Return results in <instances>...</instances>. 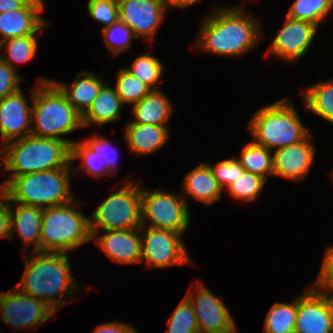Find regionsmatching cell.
<instances>
[{
    "instance_id": "cell-14",
    "label": "cell",
    "mask_w": 333,
    "mask_h": 333,
    "mask_svg": "<svg viewBox=\"0 0 333 333\" xmlns=\"http://www.w3.org/2000/svg\"><path fill=\"white\" fill-rule=\"evenodd\" d=\"M119 20L138 38L153 41L168 7L163 0H117Z\"/></svg>"
},
{
    "instance_id": "cell-16",
    "label": "cell",
    "mask_w": 333,
    "mask_h": 333,
    "mask_svg": "<svg viewBox=\"0 0 333 333\" xmlns=\"http://www.w3.org/2000/svg\"><path fill=\"white\" fill-rule=\"evenodd\" d=\"M20 88L0 100L1 146L31 135L32 105Z\"/></svg>"
},
{
    "instance_id": "cell-38",
    "label": "cell",
    "mask_w": 333,
    "mask_h": 333,
    "mask_svg": "<svg viewBox=\"0 0 333 333\" xmlns=\"http://www.w3.org/2000/svg\"><path fill=\"white\" fill-rule=\"evenodd\" d=\"M83 141L99 155L101 160H104L106 168L113 175L118 168L117 162L119 154L118 151H116L117 148L114 147L107 138L103 136L100 137L97 134L85 138Z\"/></svg>"
},
{
    "instance_id": "cell-32",
    "label": "cell",
    "mask_w": 333,
    "mask_h": 333,
    "mask_svg": "<svg viewBox=\"0 0 333 333\" xmlns=\"http://www.w3.org/2000/svg\"><path fill=\"white\" fill-rule=\"evenodd\" d=\"M162 62L149 53L136 57L128 70L132 75L140 81L148 85L152 90H157L156 85L164 72Z\"/></svg>"
},
{
    "instance_id": "cell-42",
    "label": "cell",
    "mask_w": 333,
    "mask_h": 333,
    "mask_svg": "<svg viewBox=\"0 0 333 333\" xmlns=\"http://www.w3.org/2000/svg\"><path fill=\"white\" fill-rule=\"evenodd\" d=\"M92 333H139L128 323L111 321L99 324Z\"/></svg>"
},
{
    "instance_id": "cell-12",
    "label": "cell",
    "mask_w": 333,
    "mask_h": 333,
    "mask_svg": "<svg viewBox=\"0 0 333 333\" xmlns=\"http://www.w3.org/2000/svg\"><path fill=\"white\" fill-rule=\"evenodd\" d=\"M195 295H185L195 310L199 333H237L235 321L225 303L199 282Z\"/></svg>"
},
{
    "instance_id": "cell-13",
    "label": "cell",
    "mask_w": 333,
    "mask_h": 333,
    "mask_svg": "<svg viewBox=\"0 0 333 333\" xmlns=\"http://www.w3.org/2000/svg\"><path fill=\"white\" fill-rule=\"evenodd\" d=\"M297 295V317L294 333H331L333 303L327 293L311 286Z\"/></svg>"
},
{
    "instance_id": "cell-39",
    "label": "cell",
    "mask_w": 333,
    "mask_h": 333,
    "mask_svg": "<svg viewBox=\"0 0 333 333\" xmlns=\"http://www.w3.org/2000/svg\"><path fill=\"white\" fill-rule=\"evenodd\" d=\"M205 163L210 167L213 176L223 189L236 181L245 171L236 158L219 161L215 167L207 162Z\"/></svg>"
},
{
    "instance_id": "cell-18",
    "label": "cell",
    "mask_w": 333,
    "mask_h": 333,
    "mask_svg": "<svg viewBox=\"0 0 333 333\" xmlns=\"http://www.w3.org/2000/svg\"><path fill=\"white\" fill-rule=\"evenodd\" d=\"M103 232V235L92 237V240L111 261L121 265L141 263V228Z\"/></svg>"
},
{
    "instance_id": "cell-43",
    "label": "cell",
    "mask_w": 333,
    "mask_h": 333,
    "mask_svg": "<svg viewBox=\"0 0 333 333\" xmlns=\"http://www.w3.org/2000/svg\"><path fill=\"white\" fill-rule=\"evenodd\" d=\"M10 204L0 195V237L10 240Z\"/></svg>"
},
{
    "instance_id": "cell-23",
    "label": "cell",
    "mask_w": 333,
    "mask_h": 333,
    "mask_svg": "<svg viewBox=\"0 0 333 333\" xmlns=\"http://www.w3.org/2000/svg\"><path fill=\"white\" fill-rule=\"evenodd\" d=\"M51 81L66 96L71 105L83 116L98 96L101 87L105 84L102 76L97 77L94 73L80 72L71 88L59 81Z\"/></svg>"
},
{
    "instance_id": "cell-21",
    "label": "cell",
    "mask_w": 333,
    "mask_h": 333,
    "mask_svg": "<svg viewBox=\"0 0 333 333\" xmlns=\"http://www.w3.org/2000/svg\"><path fill=\"white\" fill-rule=\"evenodd\" d=\"M182 196L204 205H212L222 197L223 188L213 176L210 167L206 163H199L184 176Z\"/></svg>"
},
{
    "instance_id": "cell-7",
    "label": "cell",
    "mask_w": 333,
    "mask_h": 333,
    "mask_svg": "<svg viewBox=\"0 0 333 333\" xmlns=\"http://www.w3.org/2000/svg\"><path fill=\"white\" fill-rule=\"evenodd\" d=\"M79 202L43 209L40 252L66 253L92 240L90 219Z\"/></svg>"
},
{
    "instance_id": "cell-36",
    "label": "cell",
    "mask_w": 333,
    "mask_h": 333,
    "mask_svg": "<svg viewBox=\"0 0 333 333\" xmlns=\"http://www.w3.org/2000/svg\"><path fill=\"white\" fill-rule=\"evenodd\" d=\"M168 333H199L195 310L185 296L171 314Z\"/></svg>"
},
{
    "instance_id": "cell-17",
    "label": "cell",
    "mask_w": 333,
    "mask_h": 333,
    "mask_svg": "<svg viewBox=\"0 0 333 333\" xmlns=\"http://www.w3.org/2000/svg\"><path fill=\"white\" fill-rule=\"evenodd\" d=\"M311 135L305 140L274 150L273 175L301 181L310 172L316 148Z\"/></svg>"
},
{
    "instance_id": "cell-3",
    "label": "cell",
    "mask_w": 333,
    "mask_h": 333,
    "mask_svg": "<svg viewBox=\"0 0 333 333\" xmlns=\"http://www.w3.org/2000/svg\"><path fill=\"white\" fill-rule=\"evenodd\" d=\"M1 171L10 175L0 191L14 178L28 173L71 166V144L67 140L28 135L0 146Z\"/></svg>"
},
{
    "instance_id": "cell-11",
    "label": "cell",
    "mask_w": 333,
    "mask_h": 333,
    "mask_svg": "<svg viewBox=\"0 0 333 333\" xmlns=\"http://www.w3.org/2000/svg\"><path fill=\"white\" fill-rule=\"evenodd\" d=\"M0 314L4 324L15 330L23 329V332L38 327L56 312L42 300L14 287L8 292H0Z\"/></svg>"
},
{
    "instance_id": "cell-40",
    "label": "cell",
    "mask_w": 333,
    "mask_h": 333,
    "mask_svg": "<svg viewBox=\"0 0 333 333\" xmlns=\"http://www.w3.org/2000/svg\"><path fill=\"white\" fill-rule=\"evenodd\" d=\"M17 73L16 69L0 59V100L22 88L20 82L25 79Z\"/></svg>"
},
{
    "instance_id": "cell-5",
    "label": "cell",
    "mask_w": 333,
    "mask_h": 333,
    "mask_svg": "<svg viewBox=\"0 0 333 333\" xmlns=\"http://www.w3.org/2000/svg\"><path fill=\"white\" fill-rule=\"evenodd\" d=\"M71 167L14 177L1 192L11 204L32 205L42 209L68 204L75 199L70 186Z\"/></svg>"
},
{
    "instance_id": "cell-8",
    "label": "cell",
    "mask_w": 333,
    "mask_h": 333,
    "mask_svg": "<svg viewBox=\"0 0 333 333\" xmlns=\"http://www.w3.org/2000/svg\"><path fill=\"white\" fill-rule=\"evenodd\" d=\"M141 186L140 182L128 178L99 203L89 217L92 237H97L100 230L141 228Z\"/></svg>"
},
{
    "instance_id": "cell-45",
    "label": "cell",
    "mask_w": 333,
    "mask_h": 333,
    "mask_svg": "<svg viewBox=\"0 0 333 333\" xmlns=\"http://www.w3.org/2000/svg\"><path fill=\"white\" fill-rule=\"evenodd\" d=\"M168 8H188L201 0H163Z\"/></svg>"
},
{
    "instance_id": "cell-46",
    "label": "cell",
    "mask_w": 333,
    "mask_h": 333,
    "mask_svg": "<svg viewBox=\"0 0 333 333\" xmlns=\"http://www.w3.org/2000/svg\"><path fill=\"white\" fill-rule=\"evenodd\" d=\"M324 291L327 293L330 301L333 303V293L331 294V292H333V282Z\"/></svg>"
},
{
    "instance_id": "cell-4",
    "label": "cell",
    "mask_w": 333,
    "mask_h": 333,
    "mask_svg": "<svg viewBox=\"0 0 333 333\" xmlns=\"http://www.w3.org/2000/svg\"><path fill=\"white\" fill-rule=\"evenodd\" d=\"M31 89L32 127L31 135L42 138L73 140L61 137L84 128L82 115L71 105L60 89L47 78L39 79Z\"/></svg>"
},
{
    "instance_id": "cell-27",
    "label": "cell",
    "mask_w": 333,
    "mask_h": 333,
    "mask_svg": "<svg viewBox=\"0 0 333 333\" xmlns=\"http://www.w3.org/2000/svg\"><path fill=\"white\" fill-rule=\"evenodd\" d=\"M273 151L255 144L253 141L246 144L241 155L236 159L245 171L258 175L266 181L273 175Z\"/></svg>"
},
{
    "instance_id": "cell-1",
    "label": "cell",
    "mask_w": 333,
    "mask_h": 333,
    "mask_svg": "<svg viewBox=\"0 0 333 333\" xmlns=\"http://www.w3.org/2000/svg\"><path fill=\"white\" fill-rule=\"evenodd\" d=\"M201 24L193 47L210 54L238 57L251 51L263 39L260 22L244 6L222 7Z\"/></svg>"
},
{
    "instance_id": "cell-29",
    "label": "cell",
    "mask_w": 333,
    "mask_h": 333,
    "mask_svg": "<svg viewBox=\"0 0 333 333\" xmlns=\"http://www.w3.org/2000/svg\"><path fill=\"white\" fill-rule=\"evenodd\" d=\"M297 296L290 303L276 302L265 317L263 333H294Z\"/></svg>"
},
{
    "instance_id": "cell-41",
    "label": "cell",
    "mask_w": 333,
    "mask_h": 333,
    "mask_svg": "<svg viewBox=\"0 0 333 333\" xmlns=\"http://www.w3.org/2000/svg\"><path fill=\"white\" fill-rule=\"evenodd\" d=\"M323 257L318 277L311 285L320 290H325L333 282V245L327 247Z\"/></svg>"
},
{
    "instance_id": "cell-30",
    "label": "cell",
    "mask_w": 333,
    "mask_h": 333,
    "mask_svg": "<svg viewBox=\"0 0 333 333\" xmlns=\"http://www.w3.org/2000/svg\"><path fill=\"white\" fill-rule=\"evenodd\" d=\"M333 9V0H295L286 16L319 25Z\"/></svg>"
},
{
    "instance_id": "cell-31",
    "label": "cell",
    "mask_w": 333,
    "mask_h": 333,
    "mask_svg": "<svg viewBox=\"0 0 333 333\" xmlns=\"http://www.w3.org/2000/svg\"><path fill=\"white\" fill-rule=\"evenodd\" d=\"M115 90L123 104H132L141 101L152 89L132 75L125 68L116 73Z\"/></svg>"
},
{
    "instance_id": "cell-28",
    "label": "cell",
    "mask_w": 333,
    "mask_h": 333,
    "mask_svg": "<svg viewBox=\"0 0 333 333\" xmlns=\"http://www.w3.org/2000/svg\"><path fill=\"white\" fill-rule=\"evenodd\" d=\"M36 36L37 35H24L0 42V51L6 47L4 51L0 53V59L13 69H16L15 65L32 60L38 48Z\"/></svg>"
},
{
    "instance_id": "cell-34",
    "label": "cell",
    "mask_w": 333,
    "mask_h": 333,
    "mask_svg": "<svg viewBox=\"0 0 333 333\" xmlns=\"http://www.w3.org/2000/svg\"><path fill=\"white\" fill-rule=\"evenodd\" d=\"M266 184V180L251 172L244 171L236 181L227 186L229 194L240 201H254L261 194L263 186Z\"/></svg>"
},
{
    "instance_id": "cell-24",
    "label": "cell",
    "mask_w": 333,
    "mask_h": 333,
    "mask_svg": "<svg viewBox=\"0 0 333 333\" xmlns=\"http://www.w3.org/2000/svg\"><path fill=\"white\" fill-rule=\"evenodd\" d=\"M123 105L115 88L105 83L90 108L82 116L83 127L101 126L118 121Z\"/></svg>"
},
{
    "instance_id": "cell-6",
    "label": "cell",
    "mask_w": 333,
    "mask_h": 333,
    "mask_svg": "<svg viewBox=\"0 0 333 333\" xmlns=\"http://www.w3.org/2000/svg\"><path fill=\"white\" fill-rule=\"evenodd\" d=\"M247 129L255 144L272 151L301 142L310 135L289 98L257 110Z\"/></svg>"
},
{
    "instance_id": "cell-9",
    "label": "cell",
    "mask_w": 333,
    "mask_h": 333,
    "mask_svg": "<svg viewBox=\"0 0 333 333\" xmlns=\"http://www.w3.org/2000/svg\"><path fill=\"white\" fill-rule=\"evenodd\" d=\"M189 209L188 201L179 193L160 189L150 191L141 187L142 226H147L146 221L149 220L148 227L184 235L190 223Z\"/></svg>"
},
{
    "instance_id": "cell-37",
    "label": "cell",
    "mask_w": 333,
    "mask_h": 333,
    "mask_svg": "<svg viewBox=\"0 0 333 333\" xmlns=\"http://www.w3.org/2000/svg\"><path fill=\"white\" fill-rule=\"evenodd\" d=\"M87 10L90 16L103 28L119 20V4L117 0H89Z\"/></svg>"
},
{
    "instance_id": "cell-25",
    "label": "cell",
    "mask_w": 333,
    "mask_h": 333,
    "mask_svg": "<svg viewBox=\"0 0 333 333\" xmlns=\"http://www.w3.org/2000/svg\"><path fill=\"white\" fill-rule=\"evenodd\" d=\"M173 105L163 91L152 90L141 101L132 105V123L167 125L173 113Z\"/></svg>"
},
{
    "instance_id": "cell-35",
    "label": "cell",
    "mask_w": 333,
    "mask_h": 333,
    "mask_svg": "<svg viewBox=\"0 0 333 333\" xmlns=\"http://www.w3.org/2000/svg\"><path fill=\"white\" fill-rule=\"evenodd\" d=\"M101 37L113 57L127 49L130 50L132 39H137L134 32L120 20L103 28Z\"/></svg>"
},
{
    "instance_id": "cell-47",
    "label": "cell",
    "mask_w": 333,
    "mask_h": 333,
    "mask_svg": "<svg viewBox=\"0 0 333 333\" xmlns=\"http://www.w3.org/2000/svg\"><path fill=\"white\" fill-rule=\"evenodd\" d=\"M26 3H44L43 0H24Z\"/></svg>"
},
{
    "instance_id": "cell-20",
    "label": "cell",
    "mask_w": 333,
    "mask_h": 333,
    "mask_svg": "<svg viewBox=\"0 0 333 333\" xmlns=\"http://www.w3.org/2000/svg\"><path fill=\"white\" fill-rule=\"evenodd\" d=\"M0 195L10 204L11 222L10 240L13 239V232L17 231L21 237L26 252L33 246L34 252L40 251L41 223L43 209L37 206L16 204V209L11 206V201L0 191ZM33 244V245H32Z\"/></svg>"
},
{
    "instance_id": "cell-10",
    "label": "cell",
    "mask_w": 333,
    "mask_h": 333,
    "mask_svg": "<svg viewBox=\"0 0 333 333\" xmlns=\"http://www.w3.org/2000/svg\"><path fill=\"white\" fill-rule=\"evenodd\" d=\"M182 238L170 230L141 226V263L156 269L193 264Z\"/></svg>"
},
{
    "instance_id": "cell-19",
    "label": "cell",
    "mask_w": 333,
    "mask_h": 333,
    "mask_svg": "<svg viewBox=\"0 0 333 333\" xmlns=\"http://www.w3.org/2000/svg\"><path fill=\"white\" fill-rule=\"evenodd\" d=\"M44 3H27L22 9L0 13V42L24 35H36L48 24L40 13Z\"/></svg>"
},
{
    "instance_id": "cell-33",
    "label": "cell",
    "mask_w": 333,
    "mask_h": 333,
    "mask_svg": "<svg viewBox=\"0 0 333 333\" xmlns=\"http://www.w3.org/2000/svg\"><path fill=\"white\" fill-rule=\"evenodd\" d=\"M77 159L82 160L80 162L81 168L93 177L114 176L110 175L111 173L106 168L104 160H101L99 155L84 141H74L71 145V162Z\"/></svg>"
},
{
    "instance_id": "cell-22",
    "label": "cell",
    "mask_w": 333,
    "mask_h": 333,
    "mask_svg": "<svg viewBox=\"0 0 333 333\" xmlns=\"http://www.w3.org/2000/svg\"><path fill=\"white\" fill-rule=\"evenodd\" d=\"M127 148L136 155L152 154L170 138L167 125H150L129 121L124 130Z\"/></svg>"
},
{
    "instance_id": "cell-2",
    "label": "cell",
    "mask_w": 333,
    "mask_h": 333,
    "mask_svg": "<svg viewBox=\"0 0 333 333\" xmlns=\"http://www.w3.org/2000/svg\"><path fill=\"white\" fill-rule=\"evenodd\" d=\"M27 256L22 258L25 270L15 287L42 300L57 313L68 302L65 297L69 298L81 287L70 270L68 253L36 251Z\"/></svg>"
},
{
    "instance_id": "cell-26",
    "label": "cell",
    "mask_w": 333,
    "mask_h": 333,
    "mask_svg": "<svg viewBox=\"0 0 333 333\" xmlns=\"http://www.w3.org/2000/svg\"><path fill=\"white\" fill-rule=\"evenodd\" d=\"M301 97L306 111L333 124V78L305 88Z\"/></svg>"
},
{
    "instance_id": "cell-15",
    "label": "cell",
    "mask_w": 333,
    "mask_h": 333,
    "mask_svg": "<svg viewBox=\"0 0 333 333\" xmlns=\"http://www.w3.org/2000/svg\"><path fill=\"white\" fill-rule=\"evenodd\" d=\"M317 25L285 17V25L278 30L266 55L296 62L306 54L317 35Z\"/></svg>"
},
{
    "instance_id": "cell-44",
    "label": "cell",
    "mask_w": 333,
    "mask_h": 333,
    "mask_svg": "<svg viewBox=\"0 0 333 333\" xmlns=\"http://www.w3.org/2000/svg\"><path fill=\"white\" fill-rule=\"evenodd\" d=\"M26 4L24 0H0V13L22 9Z\"/></svg>"
}]
</instances>
